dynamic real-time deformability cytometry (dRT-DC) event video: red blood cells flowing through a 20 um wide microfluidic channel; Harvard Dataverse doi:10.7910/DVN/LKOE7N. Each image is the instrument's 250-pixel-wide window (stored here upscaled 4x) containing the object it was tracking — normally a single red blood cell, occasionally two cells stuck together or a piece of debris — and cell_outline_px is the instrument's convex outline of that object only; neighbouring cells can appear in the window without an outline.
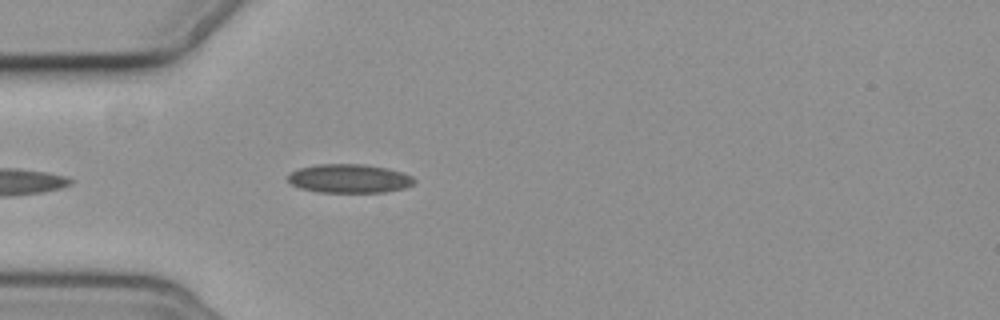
{"species": "common noctule bat (a hibernating species)", "species_latin": "Nyctalus noctula", "temperature_condition": "cold", "stored_images_in_passage": 2, "camera_frame_rate_fps": 3000, "um_per_image_px": 0.085, "animal": {"sex": "female", "body_mass_g": 19.3, "forearm_length_mm": 54.1}, "frame": {"image": 1, "passage_image": 2, "time_ms": 1.0, "image_size_px": [1000, 320], "cell_outline_px": [[416, 180], [412, 184], [404, 188], [384, 192], [316, 192], [300, 188], [292, 184], [288, 180], [288, 176], [292, 172], [300, 168], [316, 164], [364, 164], [388, 168], [412, 176]], "centroid_in_image_um": [29.69, 15.17], "position_along_channel_um": 55.3, "area_um2": 21.1}}